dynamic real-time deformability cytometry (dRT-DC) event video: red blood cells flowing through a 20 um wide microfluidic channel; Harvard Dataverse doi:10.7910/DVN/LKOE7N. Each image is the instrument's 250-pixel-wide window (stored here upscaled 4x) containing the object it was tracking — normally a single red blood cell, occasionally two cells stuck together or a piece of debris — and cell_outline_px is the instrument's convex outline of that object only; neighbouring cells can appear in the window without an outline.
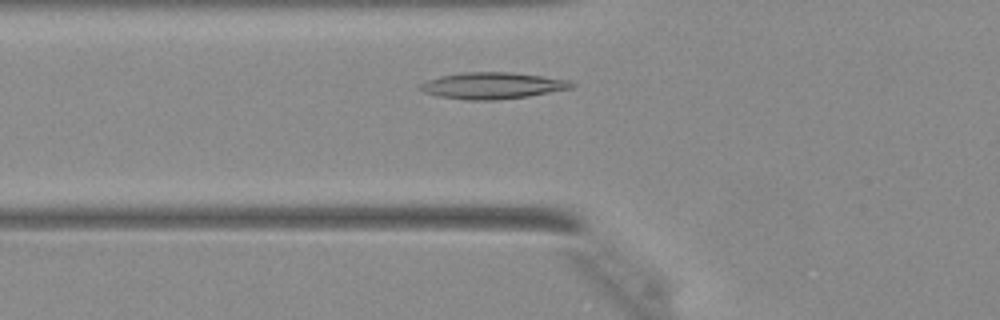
{"species": "Egyptian fruit bat (a non-hibernating species)", "species_latin": "Rousettus aegyptiacus", "temperature_condition": "warm", "stored_images_in_passage": 34, "camera_frame_rate_fps": 3000, "um_per_image_px": 0.085, "animal": {"sex": "female"}, "frame": {"image": 1, "passage_image": 7, "time_ms": 2.0, "image_size_px": [1000, 320], "cell_outline_px": [[576, 84], [572, 88], [528, 96], [496, 100], [468, 100], [440, 96], [424, 92], [420, 88], [420, 84], [428, 80], [440, 76], [464, 72], [512, 72], [572, 80]], "centroid_in_image_um": [41.91, 7.27], "position_along_channel_um": 83.9, "area_um2": 23.29}}
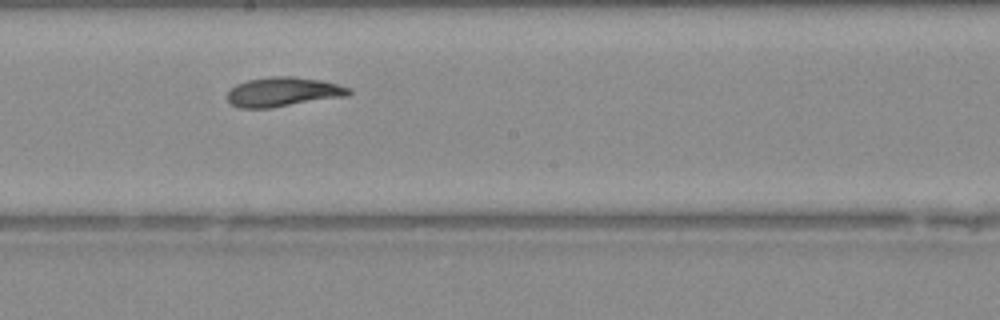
{"frame": {"image": 2, "passage_image": 16, "time_ms": 5.0, "image_size_px": [1000, 320], "cell_outline_px": [[352, 92], [348, 96], [272, 108], [240, 108], [232, 104], [228, 100], [228, 92], [236, 84], [248, 80], [272, 76], [296, 76], [320, 80], [352, 88]], "centroid_in_image_um": [24.1, 7.81], "position_along_channel_um": 224.1, "area_um2": 20.92}}
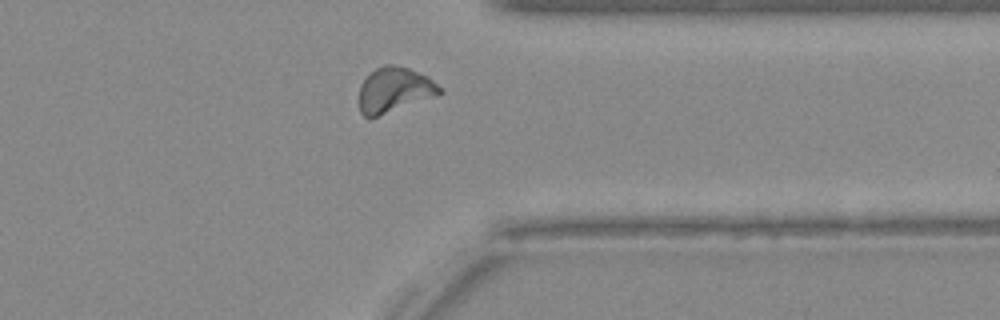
{"frame": {"image": 3, "passage_image": 26, "time_ms": 8.333, "image_size_px": [1000, 320], "cell_outline_px": [[444, 92], [436, 96], [368, 120], [360, 112], [360, 84], [376, 68], [384, 64], [392, 64], [408, 68], [428, 76], [444, 88]], "centroid_in_image_um": [33.55, 7.65], "position_along_channel_um": 377.8, "area_um2": 21.39}}